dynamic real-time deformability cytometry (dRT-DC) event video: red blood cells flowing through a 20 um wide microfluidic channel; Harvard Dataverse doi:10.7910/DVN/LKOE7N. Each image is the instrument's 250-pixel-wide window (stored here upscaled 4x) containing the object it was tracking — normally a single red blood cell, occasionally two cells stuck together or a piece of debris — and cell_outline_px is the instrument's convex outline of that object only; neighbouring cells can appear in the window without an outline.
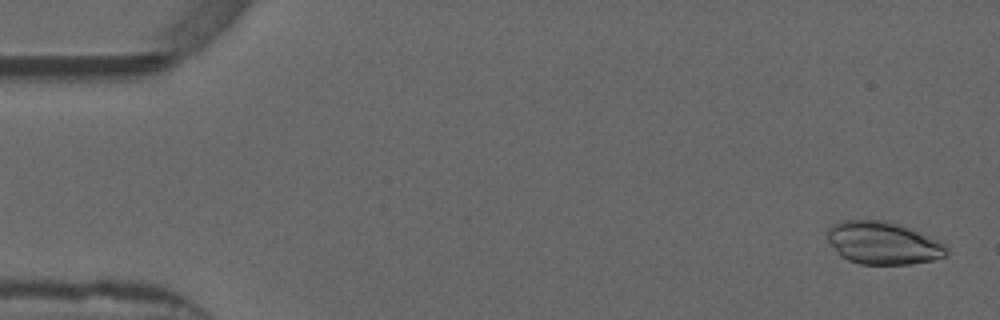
{"species": "common noctule bat (a hibernating species)", "species_latin": "Nyctalus noctula", "temperature_condition": "warm", "stored_images_in_passage": 53, "camera_frame_rate_fps": 3000, "um_per_image_px": 0.085, "animal": {"sex": "male", "forearm_length_mm": 52.5}, "frame": {"image": 1, "passage_image": 2, "time_ms": 0.333, "image_size_px": [1000, 320], "cell_outline_px": [[948, 256], [932, 260], [908, 264], [860, 264], [848, 260], [840, 256], [828, 240], [828, 228], [832, 224], [844, 220], [880, 220], [900, 224], [936, 240], [944, 244], [948, 248]], "centroid_in_image_um": [75.05, 20.66], "position_along_channel_um": 10.0, "area_um2": 29.42}}
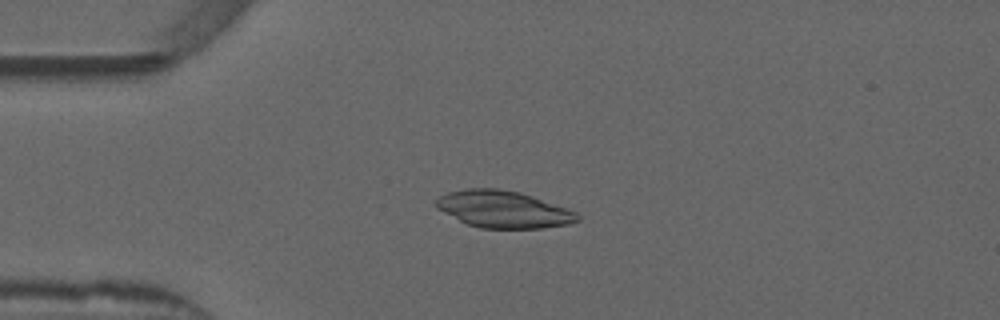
{"frame": {"image": 2, "passage_image": 13, "time_ms": 4.0, "image_size_px": [1000, 320], "cell_outline_px": [[580, 220], [568, 224], [540, 228], [480, 228], [468, 224], [436, 208], [436, 200], [440, 196], [448, 192], [468, 188], [496, 188], [520, 192], [532, 196], [576, 212], [580, 216]], "centroid_in_image_um": [42.78, 17.79], "position_along_channel_um": 42.2, "area_um2": 30.11}}
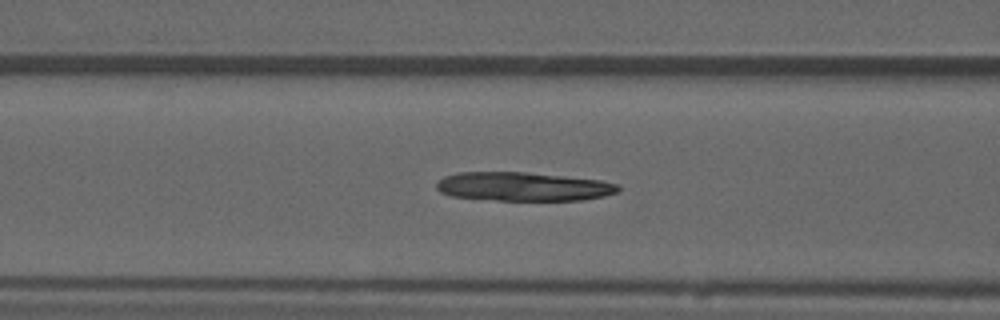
{"frame": {"image": 3, "passage_image": 21, "time_ms": 6.667, "image_size_px": [1000, 320], "cell_outline_px": [[620, 188], [616, 192], [604, 196], [584, 200], [496, 200], [452, 196], [440, 192], [436, 188], [436, 184], [444, 176], [456, 172], [524, 172], [600, 180], [620, 184]], "centroid_in_image_um": [44.47, 15.86], "position_along_channel_um": 122.1, "area_um2": 30.4}}